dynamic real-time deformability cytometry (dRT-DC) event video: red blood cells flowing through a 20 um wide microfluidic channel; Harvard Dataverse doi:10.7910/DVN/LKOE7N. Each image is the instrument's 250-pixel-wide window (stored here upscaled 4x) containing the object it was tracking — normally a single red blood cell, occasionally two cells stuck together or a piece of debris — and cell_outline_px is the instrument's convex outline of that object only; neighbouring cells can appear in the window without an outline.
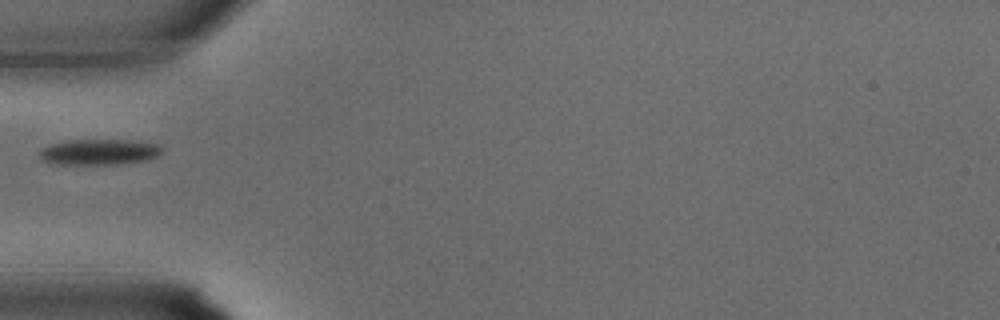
{"species": "common noctule bat (a hibernating species)", "species_latin": "Nyctalus noctula", "temperature_condition": "warm", "stored_images_in_passage": 23, "camera_frame_rate_fps": 3000, "um_per_image_px": 0.085, "animal": {"sex": "male", "body_mass_g": 15.6}, "frame": {"image": 1, "passage_image": 1, "time_ms": 0.0, "image_size_px": [1000, 320], "cell_outline_px": [[164, 148], [160, 156], [148, 160], [120, 164], [52, 164], [44, 160], [40, 156], [40, 148], [52, 144], [68, 140], [124, 140], [156, 144]], "centroid_in_image_um": [8.45, 12.93], "position_along_channel_um": 76.5, "area_um2": 18.38}}
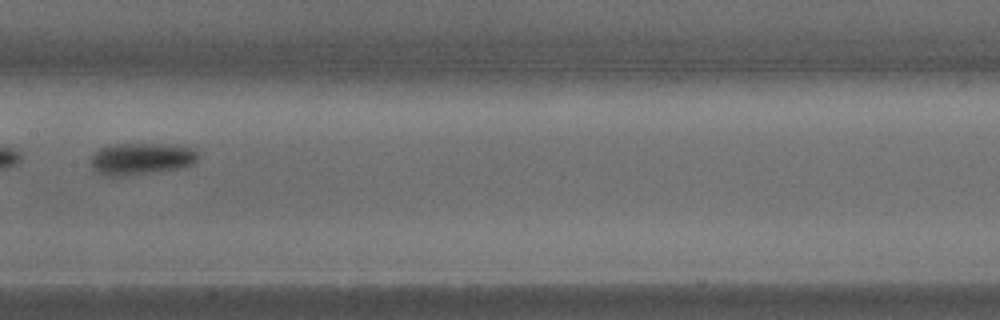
{"frame": {"image": 2, "passage_image": 7, "time_ms": 2.0, "image_size_px": [1000, 320], "cell_outline_px": [[196, 160], [192, 164], [176, 168], [152, 172], [120, 176], [108, 176], [96, 172], [92, 164], [92, 156], [100, 148], [108, 144], [172, 144], [192, 148], [196, 152]], "centroid_in_image_um": [11.97, 13.48], "position_along_channel_um": 195.4, "area_um2": 19.54}}